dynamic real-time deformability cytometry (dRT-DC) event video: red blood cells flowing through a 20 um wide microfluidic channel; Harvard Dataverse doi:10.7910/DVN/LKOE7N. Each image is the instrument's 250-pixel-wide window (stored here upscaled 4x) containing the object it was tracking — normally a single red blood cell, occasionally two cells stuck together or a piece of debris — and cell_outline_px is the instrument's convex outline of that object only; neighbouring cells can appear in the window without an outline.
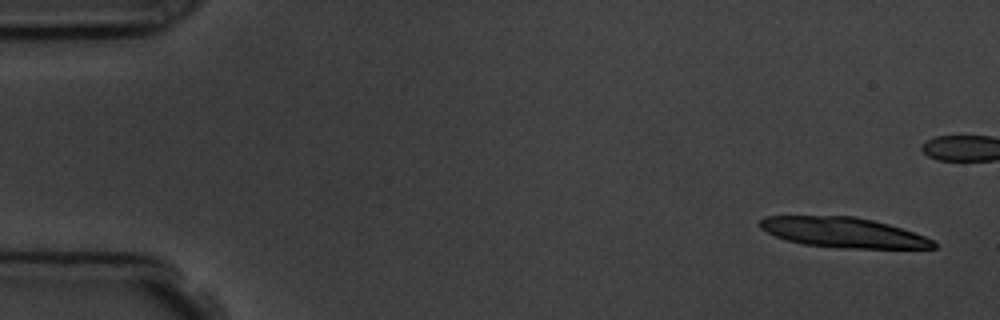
{"species": "common noctule bat (a hibernating species)", "species_latin": "Nyctalus noctula", "temperature_condition": "room temperature", "stored_images_in_passage": 5, "segment_of_instrument_passage": [1, 2], "camera_frame_rate_fps": 3000, "um_per_image_px": 0.085, "animal": {"sex": "male", "body_mass_g": 19.5, "forearm_length_mm": 54.6}, "frame": {"image": 1, "passage_image": 1, "time_ms": 0.0, "image_size_px": [1000, 320], "cell_outline_px": [[936, 248], [840, 248], [804, 244], [788, 240], [776, 236], [760, 228], [760, 220], [764, 216], [856, 216], [888, 224], [924, 236], [932, 240], [936, 244]], "centroid_in_image_um": [71.66, 19.76], "position_along_channel_um": 13.3, "area_um2": 30.11}}